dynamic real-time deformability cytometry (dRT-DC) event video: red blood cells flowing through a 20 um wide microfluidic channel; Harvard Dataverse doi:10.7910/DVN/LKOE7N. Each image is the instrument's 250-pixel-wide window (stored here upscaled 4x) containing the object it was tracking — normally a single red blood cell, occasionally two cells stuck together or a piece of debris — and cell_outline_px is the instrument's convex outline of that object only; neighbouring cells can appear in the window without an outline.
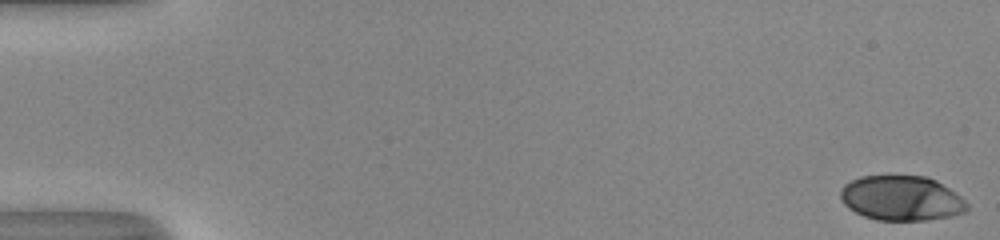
{"species": "human", "species_latin": "Homo sapiens", "temperature_condition": "room temperature", "stored_images_in_passage": 52, "camera_frame_rate_fps": 3000, "um_per_image_px": 0.085, "donor": {"sex": "male"}, "frame": {"image": 1, "passage_image": 1, "time_ms": 0.0, "image_size_px": [1000, 240], "cell_outline_px": [[968, 212], [952, 216], [924, 220], [876, 220], [864, 216], [848, 208], [844, 204], [840, 196], [840, 188], [844, 184], [860, 176], [928, 176], [936, 180], [956, 192], [968, 204]], "centroid_in_image_um": [76.64, 16.85], "position_along_channel_um": 8.4, "area_um2": 33.29}}
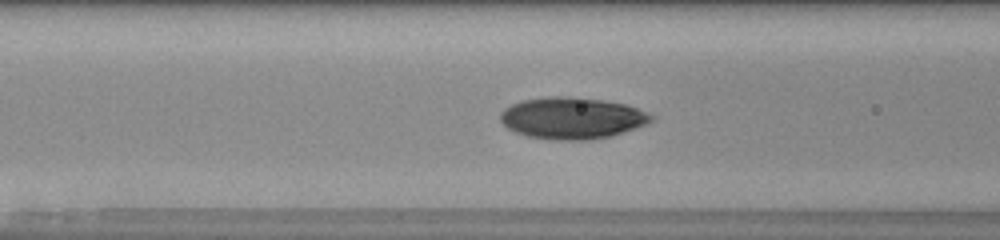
{"frame": {"image": 2, "passage_image": 22, "time_ms": 7.0, "image_size_px": [1000, 240], "cell_outline_px": [[656, 120], [636, 128], [612, 136], [592, 140], [552, 140], [528, 136], [516, 132], [508, 128], [500, 120], [500, 112], [504, 108], [520, 100], [548, 96], [568, 96], [600, 100], [624, 104], [648, 112], [656, 116]], "centroid_in_image_um": [48.64, 10.04], "position_along_channel_um": 118.0, "area_um2": 36.88}}
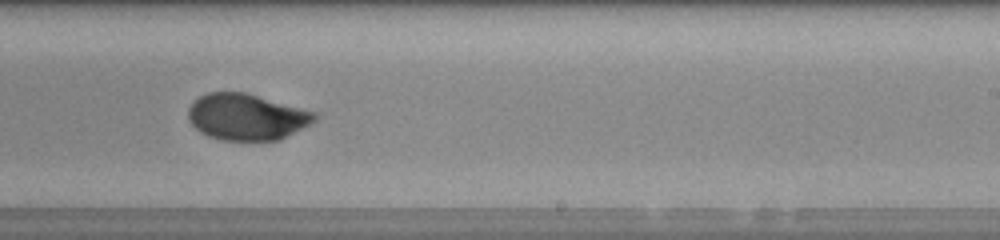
{"frame": {"image": 3, "passage_image": 33, "time_ms": 10.667, "image_size_px": [1000, 240], "cell_outline_px": [[316, 120], [280, 140], [220, 140], [208, 136], [200, 132], [188, 120], [188, 108], [192, 100], [208, 92], [244, 92], [312, 112], [316, 116]], "centroid_in_image_um": [20.87, 9.94], "position_along_channel_um": 268.1, "area_um2": 33.7}, "authors_computed_cell_mechanics": {"area_um2": 34.4777, "velocity_mm_per_s": 4.1072, "shape_relaxation_time_tau1_ms": 6.0789, "shape_relaxation_time_tau2_ms": null, "deformation_change_tau1": 0.2121, "deformation_change_tau2": null}}